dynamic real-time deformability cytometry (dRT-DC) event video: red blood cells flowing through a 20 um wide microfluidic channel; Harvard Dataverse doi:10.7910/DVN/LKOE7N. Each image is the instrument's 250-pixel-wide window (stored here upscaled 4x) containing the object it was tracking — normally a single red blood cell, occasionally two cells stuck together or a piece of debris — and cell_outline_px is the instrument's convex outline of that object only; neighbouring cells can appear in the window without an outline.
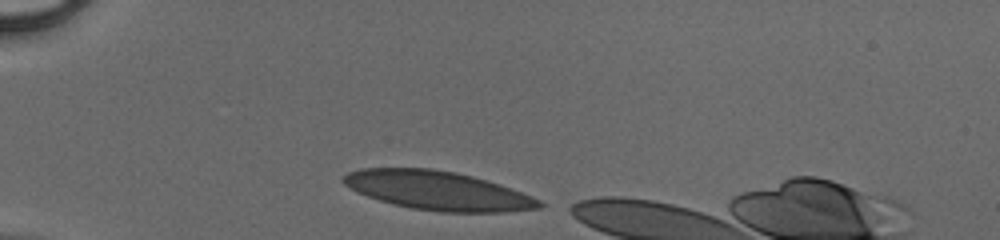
{"species": "human", "species_latin": "Homo sapiens", "temperature_condition": "cold", "stored_images_in_passage": 8, "camera_frame_rate_fps": 3000, "um_per_image_px": 0.085, "donor": {"sex": "male"}, "frame": {"image": 1, "passage_image": 1, "time_ms": 0.0, "image_size_px": [1000, 240], "cell_outline_px": [[544, 204], [540, 208], [504, 212], [440, 212], [412, 208], [380, 200], [368, 196], [344, 184], [340, 180], [348, 172], [360, 168], [428, 168], [452, 172], [472, 176], [520, 192], [540, 200]], "centroid_in_image_um": [37.18, 16.2], "position_along_channel_um": 47.8, "area_um2": 43.58}}
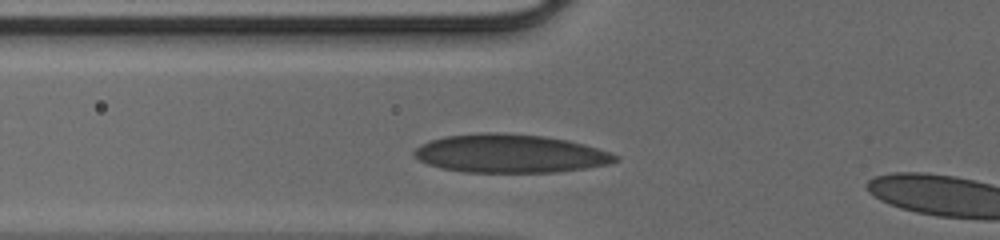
{"frame": {"image": 2, "passage_image": 6, "time_ms": 1.667, "image_size_px": [1000, 240], "cell_outline_px": [[620, 160], [608, 164], [584, 168], [556, 172], [464, 172], [440, 168], [428, 164], [412, 156], [412, 152], [420, 144], [432, 140], [448, 136], [480, 132], [496, 132], [544, 136], [564, 140], [596, 148], [620, 156]], "centroid_in_image_um": [43.31, 13.06], "position_along_channel_um": 82.5, "area_um2": 44.8}}